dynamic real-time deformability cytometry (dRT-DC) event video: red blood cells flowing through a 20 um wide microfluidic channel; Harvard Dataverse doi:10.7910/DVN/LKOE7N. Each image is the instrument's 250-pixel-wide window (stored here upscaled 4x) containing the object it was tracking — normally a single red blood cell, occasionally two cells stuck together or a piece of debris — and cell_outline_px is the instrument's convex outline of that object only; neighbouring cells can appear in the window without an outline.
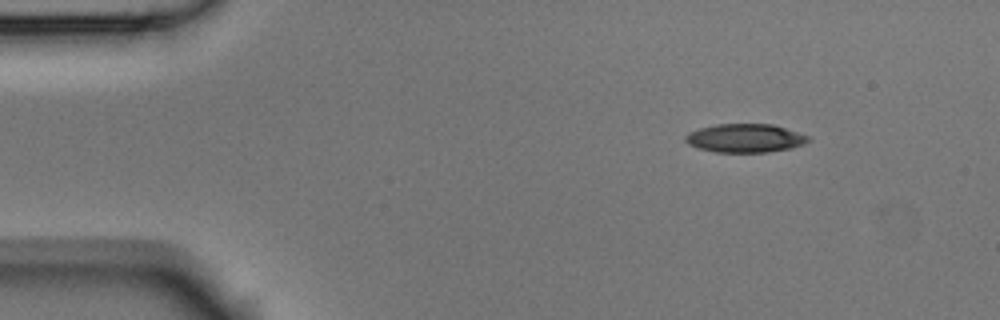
{"species": "Egyptian fruit bat (a non-hibernating species)", "species_latin": "Rousettus aegyptiacus", "temperature_condition": "room temperature", "stored_images_in_passage": 3, "camera_frame_rate_fps": 3000, "um_per_image_px": 0.085, "animal": {"sex": "male"}, "frame": {"image": 1, "passage_image": 1, "time_ms": 0.0, "image_size_px": [1000, 320], "cell_outline_px": [[812, 140], [804, 144], [792, 148], [768, 152], [716, 152], [700, 148], [688, 144], [684, 140], [684, 136], [688, 132], [700, 128], [716, 124], [772, 124], [808, 136]], "centroid_in_image_um": [63.33, 11.74], "position_along_channel_um": 21.7, "area_um2": 20.4}}